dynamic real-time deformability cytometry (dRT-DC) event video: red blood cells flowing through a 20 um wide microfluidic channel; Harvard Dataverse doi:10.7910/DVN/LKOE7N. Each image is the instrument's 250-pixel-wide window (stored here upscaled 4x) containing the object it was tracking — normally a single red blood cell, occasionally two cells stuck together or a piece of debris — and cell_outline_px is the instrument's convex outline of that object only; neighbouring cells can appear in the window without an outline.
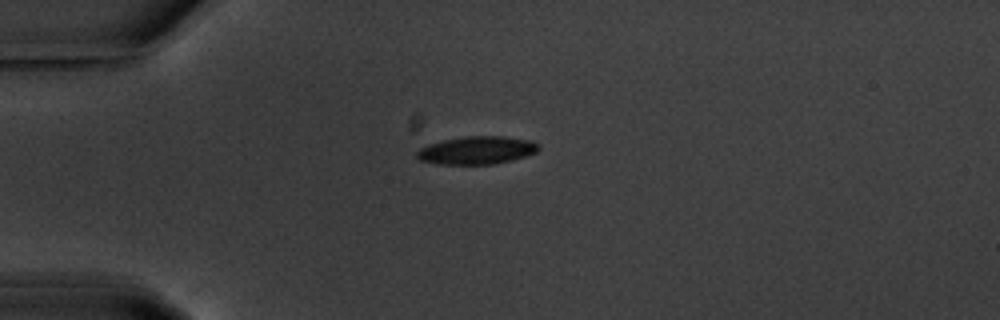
{"species": "common noctule bat (a hibernating species)", "species_latin": "Nyctalus noctula", "temperature_condition": "warm", "stored_images_in_passage": 37, "camera_frame_rate_fps": 3000, "um_per_image_px": 0.085, "animal": {"sex": "male", "body_mass_g": 20.1, "forearm_length_mm": 53.5}, "frame": {"image": 1, "passage_image": 1, "time_ms": 0.0, "image_size_px": [1000, 320], "cell_outline_px": [[540, 148], [536, 152], [512, 160], [492, 164], [436, 164], [420, 160], [416, 156], [416, 152], [420, 148], [428, 144], [444, 140], [468, 136], [504, 136], [532, 140], [540, 144]], "centroid_in_image_um": [40.54, 12.77], "position_along_channel_um": 44.5, "area_um2": 19.83}}
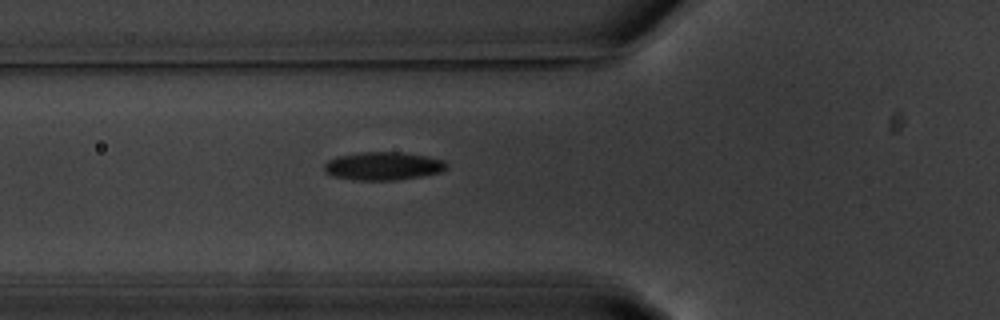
{"frame": {"image": 2, "passage_image": 7, "time_ms": 2.0, "image_size_px": [1000, 320], "cell_outline_px": [[448, 168], [444, 172], [396, 180], [352, 180], [332, 176], [324, 172], [324, 164], [328, 160], [336, 156], [360, 152], [400, 152], [424, 156], [444, 160], [448, 164]], "centroid_in_image_um": [32.55, 14.12], "position_along_channel_um": 93.2, "area_um2": 20.29}}
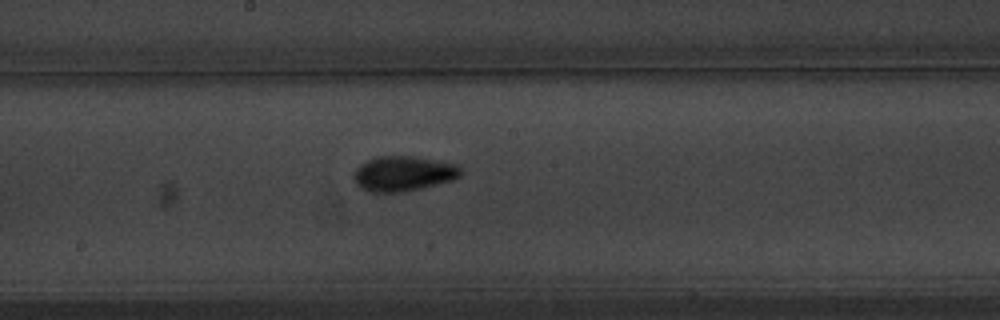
{"frame": {"image": 3, "passage_image": 17, "time_ms": 5.333, "image_size_px": [1000, 320], "cell_outline_px": [[460, 176], [456, 180], [420, 188], [400, 192], [368, 192], [360, 188], [356, 184], [352, 176], [356, 168], [360, 164], [368, 160], [380, 156], [416, 156], [460, 164]], "centroid_in_image_um": [34.3, 14.75], "position_along_channel_um": 213.9, "area_um2": 22.14}, "authors_computed_cell_mechanics": {"area_um2": 19.8254, "velocity_mm_per_s": 3.6005, "shape_relaxation_time_tau1_ms": 3.3593, "shape_relaxation_time_tau2_ms": 3.2932, "deformation_change_tau1": 0.138, "deformation_change_tau2": 0.0707}}